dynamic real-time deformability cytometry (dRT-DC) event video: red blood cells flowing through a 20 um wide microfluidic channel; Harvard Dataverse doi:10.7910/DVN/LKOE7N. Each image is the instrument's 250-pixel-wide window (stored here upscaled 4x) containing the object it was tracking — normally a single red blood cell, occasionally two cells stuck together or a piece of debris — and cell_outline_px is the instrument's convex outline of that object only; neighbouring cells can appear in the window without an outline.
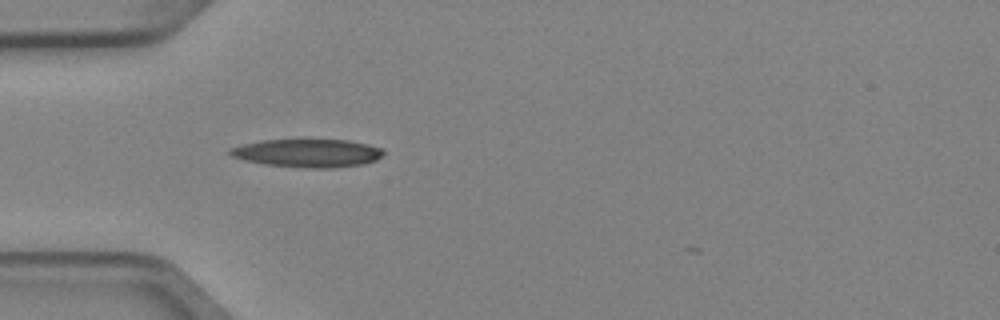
{"species": "Egyptian fruit bat (a non-hibernating species)", "species_latin": "Rousettus aegyptiacus", "temperature_condition": "cold", "stored_images_in_passage": 1, "camera_frame_rate_fps": 3000, "um_per_image_px": 0.085, "animal": {"sex": "female"}, "frame": {"image": 1, "passage_image": 1, "time_ms": 0.0, "image_size_px": [1000, 320], "cell_outline_px": [[384, 152], [376, 160], [364, 164], [332, 168], [312, 168], [264, 164], [244, 160], [232, 156], [228, 152], [228, 148], [244, 144], [264, 140], [348, 140], [368, 144], [384, 148]], "centroid_in_image_um": [26.17, 13.01], "position_along_channel_um": 58.8, "area_um2": 25.09}}